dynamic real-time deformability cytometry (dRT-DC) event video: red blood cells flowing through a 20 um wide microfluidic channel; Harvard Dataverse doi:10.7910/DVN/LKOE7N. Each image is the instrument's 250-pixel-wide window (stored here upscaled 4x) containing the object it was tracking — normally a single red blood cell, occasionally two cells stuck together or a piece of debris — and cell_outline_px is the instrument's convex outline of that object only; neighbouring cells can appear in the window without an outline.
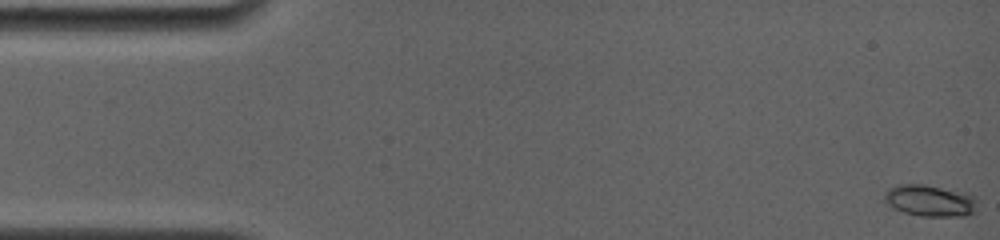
{"species": "common noctule bat (a hibernating species)", "species_latin": "Nyctalus noctula", "temperature_condition": "room temperature", "stored_images_in_passage": 89, "camera_frame_rate_fps": 4000, "um_per_image_px": 0.085, "animal": {"sex": "female", "body_mass_g": 19.0, "forearm_length_mm": 56.7}, "frame": {"image": 1, "passage_image": 1, "time_ms": 0.0, "image_size_px": [1000, 240], "cell_outline_px": [[976, 212], [964, 216], [920, 216], [904, 212], [892, 208], [884, 200], [884, 192], [888, 188], [896, 184], [924, 184], [968, 192], [976, 196]], "centroid_in_image_um": [79.06, 17.04], "position_along_channel_um": 5.9, "area_um2": 17.51}}
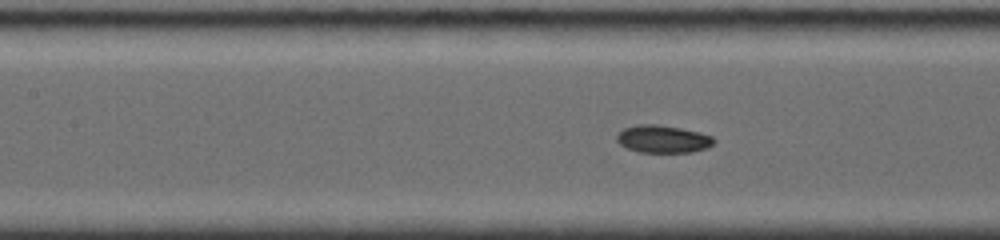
{"frame": {"image": 2, "passage_image": 49, "time_ms": 7.25, "image_size_px": [1000, 240], "cell_outline_px": [[716, 140], [708, 148], [692, 152], [636, 152], [620, 144], [616, 140], [616, 136], [624, 128], [636, 124], [656, 124], [680, 128], [700, 132], [712, 136]], "centroid_in_image_um": [56.35, 11.82], "position_along_channel_um": 151.0, "area_um2": 15.66}}
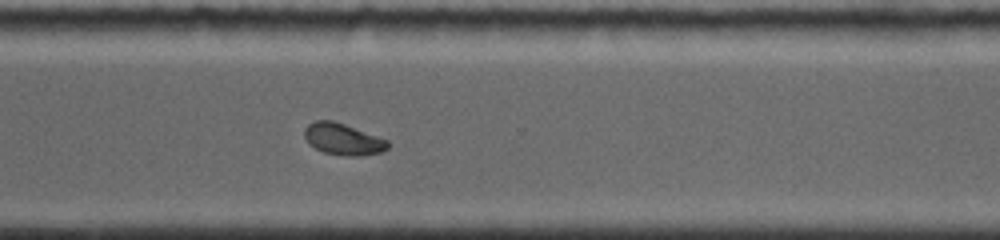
{"frame": {"image": 3, "passage_image": 88, "time_ms": 12.25, "image_size_px": [1000, 240], "cell_outline_px": [[388, 148], [380, 152], [360, 156], [344, 156], [324, 152], [308, 144], [304, 136], [304, 128], [308, 124], [316, 120], [332, 120], [344, 124], [388, 140]], "centroid_in_image_um": [29.12, 11.83], "position_along_channel_um": 341.5, "area_um2": 15.26}}